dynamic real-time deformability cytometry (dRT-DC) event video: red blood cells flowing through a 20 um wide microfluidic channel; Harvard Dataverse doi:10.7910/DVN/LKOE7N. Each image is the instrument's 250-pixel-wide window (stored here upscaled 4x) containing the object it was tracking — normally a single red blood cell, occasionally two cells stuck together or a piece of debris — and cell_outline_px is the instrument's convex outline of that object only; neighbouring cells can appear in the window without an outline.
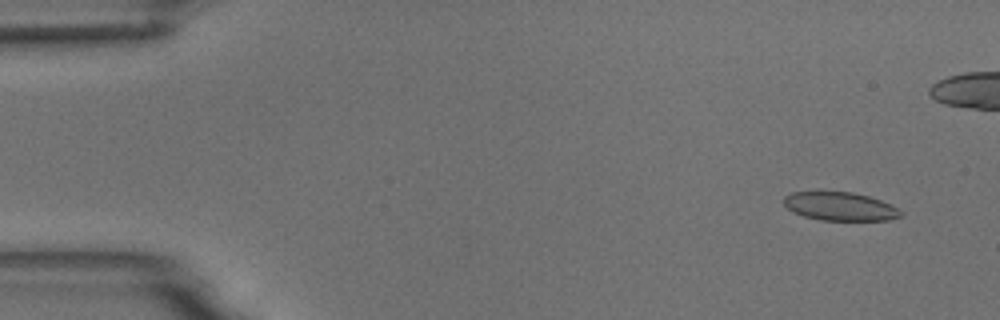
{"species": "common noctule bat (a hibernating species)", "species_latin": "Nyctalus noctula", "temperature_condition": "room temperature", "stored_images_in_passage": 6, "camera_frame_rate_fps": 3000, "um_per_image_px": 0.085, "animal": {"sex": "male", "body_mass_g": 18.8}, "frame": {"image": 1, "passage_image": 6, "time_ms": 6.667, "image_size_px": [1000, 320], "cell_outline_px": [[904, 216], [888, 220], [820, 220], [804, 216], [792, 212], [784, 204], [784, 196], [792, 192], [816, 188], [820, 188], [852, 192], [868, 196], [880, 200], [904, 212]], "centroid_in_image_um": [71.33, 17.49], "position_along_channel_um": 13.7, "area_um2": 20.23}}